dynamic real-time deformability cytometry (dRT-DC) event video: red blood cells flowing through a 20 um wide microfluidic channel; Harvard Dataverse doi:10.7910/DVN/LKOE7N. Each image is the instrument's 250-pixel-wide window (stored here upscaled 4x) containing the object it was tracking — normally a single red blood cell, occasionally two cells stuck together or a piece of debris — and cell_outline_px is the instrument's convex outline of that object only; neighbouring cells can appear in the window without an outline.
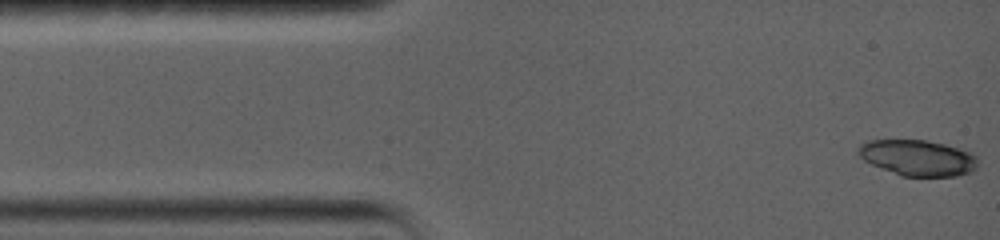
{"species": "common noctule bat (a hibernating species)", "species_latin": "Nyctalus noctula", "temperature_condition": "warm", "stored_images_in_passage": 12, "camera_frame_rate_fps": 5000, "um_per_image_px": 0.085, "animal": {"sex": "female", "body_mass_g": 19.0, "forearm_length_mm": 56.7}, "frame": {"image": 1, "passage_image": 1, "time_ms": 0.0, "image_size_px": [1000, 240], "cell_outline_px": [[976, 168], [968, 172], [956, 176], [900, 176], [872, 164], [864, 160], [856, 152], [856, 148], [860, 144], [868, 140], [928, 140], [944, 144], [972, 152], [976, 156]], "centroid_in_image_um": [77.98, 13.4], "position_along_channel_um": 7.0, "area_um2": 24.97}}
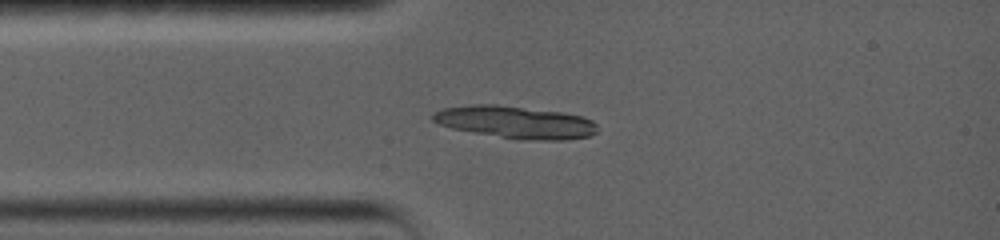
{"frame": {"image": 2, "passage_image": 12, "time_ms": 3.0, "image_size_px": [1000, 240], "cell_outline_px": [[596, 132], [588, 136], [564, 140], [528, 140], [500, 136], [452, 128], [440, 124], [432, 120], [432, 112], [444, 108], [468, 104], [496, 104], [564, 112], [580, 116], [592, 120], [596, 124]], "centroid_in_image_um": [43.81, 10.37], "position_along_channel_um": 41.2, "area_um2": 30.81}}